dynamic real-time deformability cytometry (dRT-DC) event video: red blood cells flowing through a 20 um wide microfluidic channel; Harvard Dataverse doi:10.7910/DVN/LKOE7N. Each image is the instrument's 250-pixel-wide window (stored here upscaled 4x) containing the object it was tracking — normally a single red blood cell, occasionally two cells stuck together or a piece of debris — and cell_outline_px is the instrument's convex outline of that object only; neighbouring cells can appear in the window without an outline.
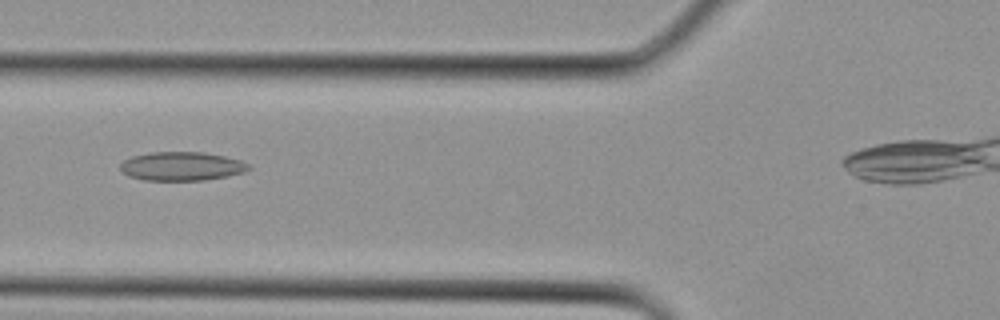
{"species": "Egyptian fruit bat (a non-hibernating species)", "species_latin": "Rousettus aegyptiacus", "temperature_condition": "cold", "stored_images_in_passage": 13, "camera_frame_rate_fps": 3000, "um_per_image_px": 0.085, "animal": {"sex": "female"}, "frame": {"image": 1, "passage_image": 6, "time_ms": 1.667, "image_size_px": [1000, 320], "cell_outline_px": [[252, 168], [244, 172], [228, 176], [204, 180], [144, 180], [128, 176], [120, 168], [120, 164], [124, 160], [132, 156], [152, 152], [204, 152], [224, 156], [240, 160], [248, 164]], "centroid_in_image_um": [15.45, 14.13], "position_along_channel_um": 110.3, "area_um2": 21.5}}
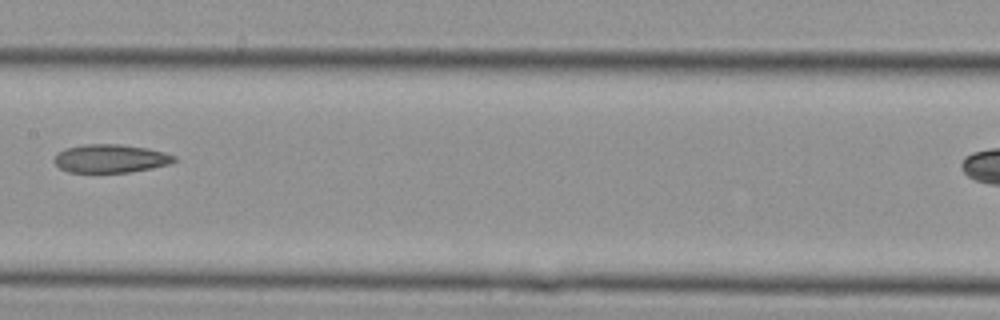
{"frame": {"image": 2, "passage_image": 10, "time_ms": 3.0, "image_size_px": [1000, 320], "cell_outline_px": [[176, 160], [172, 164], [152, 168], [128, 172], [68, 172], [60, 168], [52, 160], [64, 148], [84, 144], [120, 144], [148, 148], [164, 152], [176, 156]], "centroid_in_image_um": [9.42, 13.47], "position_along_channel_um": 198.0, "area_um2": 19.88}}
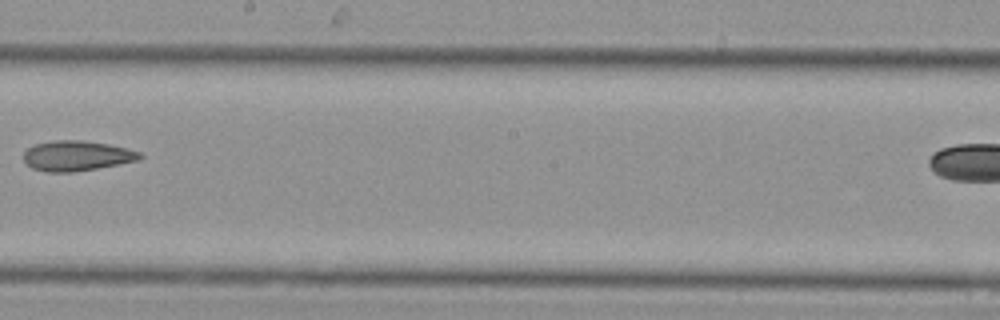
{"frame": {"image": 3, "passage_image": 12, "time_ms": 3.667, "image_size_px": [1000, 320], "cell_outline_px": [[144, 156], [140, 160], [120, 164], [72, 172], [44, 172], [32, 168], [24, 160], [24, 152], [28, 148], [36, 144], [56, 140], [80, 140], [108, 144], [128, 148], [140, 152]], "centroid_in_image_um": [6.55, 13.24], "position_along_channel_um": 241.6, "area_um2": 20.4}}